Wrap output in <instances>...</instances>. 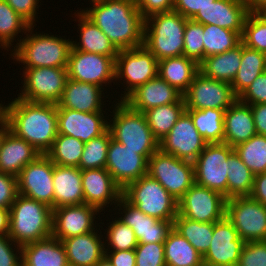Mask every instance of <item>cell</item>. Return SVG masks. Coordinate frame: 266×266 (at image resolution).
I'll return each instance as SVG.
<instances>
[{"instance_id":"13","label":"cell","mask_w":266,"mask_h":266,"mask_svg":"<svg viewBox=\"0 0 266 266\" xmlns=\"http://www.w3.org/2000/svg\"><path fill=\"white\" fill-rule=\"evenodd\" d=\"M115 59L102 54L88 53L71 47L68 63V78L92 83L102 87L115 83Z\"/></svg>"},{"instance_id":"32","label":"cell","mask_w":266,"mask_h":266,"mask_svg":"<svg viewBox=\"0 0 266 266\" xmlns=\"http://www.w3.org/2000/svg\"><path fill=\"white\" fill-rule=\"evenodd\" d=\"M25 266H69L64 245L54 237L22 246Z\"/></svg>"},{"instance_id":"41","label":"cell","mask_w":266,"mask_h":266,"mask_svg":"<svg viewBox=\"0 0 266 266\" xmlns=\"http://www.w3.org/2000/svg\"><path fill=\"white\" fill-rule=\"evenodd\" d=\"M228 163V199L249 196L252 191L254 174L242 162L235 150L229 155Z\"/></svg>"},{"instance_id":"60","label":"cell","mask_w":266,"mask_h":266,"mask_svg":"<svg viewBox=\"0 0 266 266\" xmlns=\"http://www.w3.org/2000/svg\"><path fill=\"white\" fill-rule=\"evenodd\" d=\"M10 223V210L0 207V235H8Z\"/></svg>"},{"instance_id":"51","label":"cell","mask_w":266,"mask_h":266,"mask_svg":"<svg viewBox=\"0 0 266 266\" xmlns=\"http://www.w3.org/2000/svg\"><path fill=\"white\" fill-rule=\"evenodd\" d=\"M22 263V246L8 235H0V266H19Z\"/></svg>"},{"instance_id":"9","label":"cell","mask_w":266,"mask_h":266,"mask_svg":"<svg viewBox=\"0 0 266 266\" xmlns=\"http://www.w3.org/2000/svg\"><path fill=\"white\" fill-rule=\"evenodd\" d=\"M20 99L57 104L68 79L67 67L23 68Z\"/></svg>"},{"instance_id":"45","label":"cell","mask_w":266,"mask_h":266,"mask_svg":"<svg viewBox=\"0 0 266 266\" xmlns=\"http://www.w3.org/2000/svg\"><path fill=\"white\" fill-rule=\"evenodd\" d=\"M106 223V229L103 234L105 250H132L138 245L135 233L131 227L122 222L117 215L112 221ZM106 234V235H105ZM107 243V244H106Z\"/></svg>"},{"instance_id":"19","label":"cell","mask_w":266,"mask_h":266,"mask_svg":"<svg viewBox=\"0 0 266 266\" xmlns=\"http://www.w3.org/2000/svg\"><path fill=\"white\" fill-rule=\"evenodd\" d=\"M113 211L116 213L111 214L110 217L114 218L113 215L120 214L117 217L132 228L138 243H164L173 229L174 221H163L148 216L123 197L120 198Z\"/></svg>"},{"instance_id":"15","label":"cell","mask_w":266,"mask_h":266,"mask_svg":"<svg viewBox=\"0 0 266 266\" xmlns=\"http://www.w3.org/2000/svg\"><path fill=\"white\" fill-rule=\"evenodd\" d=\"M53 173L54 163L45 154H41L18 174V194L54 209Z\"/></svg>"},{"instance_id":"44","label":"cell","mask_w":266,"mask_h":266,"mask_svg":"<svg viewBox=\"0 0 266 266\" xmlns=\"http://www.w3.org/2000/svg\"><path fill=\"white\" fill-rule=\"evenodd\" d=\"M242 162L254 175L266 172V136L256 134L234 147Z\"/></svg>"},{"instance_id":"10","label":"cell","mask_w":266,"mask_h":266,"mask_svg":"<svg viewBox=\"0 0 266 266\" xmlns=\"http://www.w3.org/2000/svg\"><path fill=\"white\" fill-rule=\"evenodd\" d=\"M147 174L177 201L195 183L193 162L163 153L160 149L149 158Z\"/></svg>"},{"instance_id":"54","label":"cell","mask_w":266,"mask_h":266,"mask_svg":"<svg viewBox=\"0 0 266 266\" xmlns=\"http://www.w3.org/2000/svg\"><path fill=\"white\" fill-rule=\"evenodd\" d=\"M17 196V177L0 172V207L9 209Z\"/></svg>"},{"instance_id":"2","label":"cell","mask_w":266,"mask_h":266,"mask_svg":"<svg viewBox=\"0 0 266 266\" xmlns=\"http://www.w3.org/2000/svg\"><path fill=\"white\" fill-rule=\"evenodd\" d=\"M3 103L10 131L41 154H46L58 135L57 104L30 102L18 97Z\"/></svg>"},{"instance_id":"56","label":"cell","mask_w":266,"mask_h":266,"mask_svg":"<svg viewBox=\"0 0 266 266\" xmlns=\"http://www.w3.org/2000/svg\"><path fill=\"white\" fill-rule=\"evenodd\" d=\"M216 0H174V11L187 19H192L199 10L210 5Z\"/></svg>"},{"instance_id":"31","label":"cell","mask_w":266,"mask_h":266,"mask_svg":"<svg viewBox=\"0 0 266 266\" xmlns=\"http://www.w3.org/2000/svg\"><path fill=\"white\" fill-rule=\"evenodd\" d=\"M54 209L84 204L81 170L54 164Z\"/></svg>"},{"instance_id":"27","label":"cell","mask_w":266,"mask_h":266,"mask_svg":"<svg viewBox=\"0 0 266 266\" xmlns=\"http://www.w3.org/2000/svg\"><path fill=\"white\" fill-rule=\"evenodd\" d=\"M104 89L92 83L67 79L62 97L57 107L81 112L106 111ZM104 98V99H103ZM106 108L103 110V108Z\"/></svg>"},{"instance_id":"63","label":"cell","mask_w":266,"mask_h":266,"mask_svg":"<svg viewBox=\"0 0 266 266\" xmlns=\"http://www.w3.org/2000/svg\"><path fill=\"white\" fill-rule=\"evenodd\" d=\"M95 266H113V265L110 263V261L106 257H104Z\"/></svg>"},{"instance_id":"58","label":"cell","mask_w":266,"mask_h":266,"mask_svg":"<svg viewBox=\"0 0 266 266\" xmlns=\"http://www.w3.org/2000/svg\"><path fill=\"white\" fill-rule=\"evenodd\" d=\"M256 133L266 136V103L250 105Z\"/></svg>"},{"instance_id":"8","label":"cell","mask_w":266,"mask_h":266,"mask_svg":"<svg viewBox=\"0 0 266 266\" xmlns=\"http://www.w3.org/2000/svg\"><path fill=\"white\" fill-rule=\"evenodd\" d=\"M158 63L155 56L144 46L119 50L115 59L114 84L120 87L118 83H121L125 88L121 97L119 94L116 100L123 101L137 87L157 77Z\"/></svg>"},{"instance_id":"39","label":"cell","mask_w":266,"mask_h":266,"mask_svg":"<svg viewBox=\"0 0 266 266\" xmlns=\"http://www.w3.org/2000/svg\"><path fill=\"white\" fill-rule=\"evenodd\" d=\"M194 126L207 143H223L224 110L222 109H186Z\"/></svg>"},{"instance_id":"33","label":"cell","mask_w":266,"mask_h":266,"mask_svg":"<svg viewBox=\"0 0 266 266\" xmlns=\"http://www.w3.org/2000/svg\"><path fill=\"white\" fill-rule=\"evenodd\" d=\"M198 73L199 64L184 55L164 58L158 63V76L182 95Z\"/></svg>"},{"instance_id":"66","label":"cell","mask_w":266,"mask_h":266,"mask_svg":"<svg viewBox=\"0 0 266 266\" xmlns=\"http://www.w3.org/2000/svg\"><path fill=\"white\" fill-rule=\"evenodd\" d=\"M265 72H266V53H265Z\"/></svg>"},{"instance_id":"21","label":"cell","mask_w":266,"mask_h":266,"mask_svg":"<svg viewBox=\"0 0 266 266\" xmlns=\"http://www.w3.org/2000/svg\"><path fill=\"white\" fill-rule=\"evenodd\" d=\"M107 114V111L81 112L57 107L58 134L71 136L87 143L108 130L107 120L110 117Z\"/></svg>"},{"instance_id":"57","label":"cell","mask_w":266,"mask_h":266,"mask_svg":"<svg viewBox=\"0 0 266 266\" xmlns=\"http://www.w3.org/2000/svg\"><path fill=\"white\" fill-rule=\"evenodd\" d=\"M105 257L113 266H136L135 250H105Z\"/></svg>"},{"instance_id":"50","label":"cell","mask_w":266,"mask_h":266,"mask_svg":"<svg viewBox=\"0 0 266 266\" xmlns=\"http://www.w3.org/2000/svg\"><path fill=\"white\" fill-rule=\"evenodd\" d=\"M236 266H266V240L246 242Z\"/></svg>"},{"instance_id":"26","label":"cell","mask_w":266,"mask_h":266,"mask_svg":"<svg viewBox=\"0 0 266 266\" xmlns=\"http://www.w3.org/2000/svg\"><path fill=\"white\" fill-rule=\"evenodd\" d=\"M100 228L103 230V227L99 225V228L97 227L90 233L61 241L65 248L69 266H95L105 257L104 237Z\"/></svg>"},{"instance_id":"24","label":"cell","mask_w":266,"mask_h":266,"mask_svg":"<svg viewBox=\"0 0 266 266\" xmlns=\"http://www.w3.org/2000/svg\"><path fill=\"white\" fill-rule=\"evenodd\" d=\"M248 9L243 0H216L199 10L192 20L203 25L213 24L243 34Z\"/></svg>"},{"instance_id":"59","label":"cell","mask_w":266,"mask_h":266,"mask_svg":"<svg viewBox=\"0 0 266 266\" xmlns=\"http://www.w3.org/2000/svg\"><path fill=\"white\" fill-rule=\"evenodd\" d=\"M249 196L266 207V172L254 175L253 187Z\"/></svg>"},{"instance_id":"65","label":"cell","mask_w":266,"mask_h":266,"mask_svg":"<svg viewBox=\"0 0 266 266\" xmlns=\"http://www.w3.org/2000/svg\"><path fill=\"white\" fill-rule=\"evenodd\" d=\"M3 102L0 103V118L3 116Z\"/></svg>"},{"instance_id":"48","label":"cell","mask_w":266,"mask_h":266,"mask_svg":"<svg viewBox=\"0 0 266 266\" xmlns=\"http://www.w3.org/2000/svg\"><path fill=\"white\" fill-rule=\"evenodd\" d=\"M203 33V24L187 19L184 32L183 55L196 61L198 64L204 59Z\"/></svg>"},{"instance_id":"14","label":"cell","mask_w":266,"mask_h":266,"mask_svg":"<svg viewBox=\"0 0 266 266\" xmlns=\"http://www.w3.org/2000/svg\"><path fill=\"white\" fill-rule=\"evenodd\" d=\"M225 213V197L196 183L178 201V214L193 221L214 223L222 220Z\"/></svg>"},{"instance_id":"36","label":"cell","mask_w":266,"mask_h":266,"mask_svg":"<svg viewBox=\"0 0 266 266\" xmlns=\"http://www.w3.org/2000/svg\"><path fill=\"white\" fill-rule=\"evenodd\" d=\"M30 26L31 25L19 14H17L5 0H0V49L2 48L1 50H10L11 52L19 44L22 39V36H24L23 34L28 31ZM19 34H21L22 36H19ZM14 41L16 42L15 45Z\"/></svg>"},{"instance_id":"38","label":"cell","mask_w":266,"mask_h":266,"mask_svg":"<svg viewBox=\"0 0 266 266\" xmlns=\"http://www.w3.org/2000/svg\"><path fill=\"white\" fill-rule=\"evenodd\" d=\"M186 110L183 97L176 103L160 105L144 112L154 137L160 142Z\"/></svg>"},{"instance_id":"22","label":"cell","mask_w":266,"mask_h":266,"mask_svg":"<svg viewBox=\"0 0 266 266\" xmlns=\"http://www.w3.org/2000/svg\"><path fill=\"white\" fill-rule=\"evenodd\" d=\"M147 167L148 160L143 155L111 138L105 168L122 189L146 175Z\"/></svg>"},{"instance_id":"49","label":"cell","mask_w":266,"mask_h":266,"mask_svg":"<svg viewBox=\"0 0 266 266\" xmlns=\"http://www.w3.org/2000/svg\"><path fill=\"white\" fill-rule=\"evenodd\" d=\"M134 250L136 266H166L164 243H138Z\"/></svg>"},{"instance_id":"43","label":"cell","mask_w":266,"mask_h":266,"mask_svg":"<svg viewBox=\"0 0 266 266\" xmlns=\"http://www.w3.org/2000/svg\"><path fill=\"white\" fill-rule=\"evenodd\" d=\"M242 42L238 32L213 24L204 25V58L234 49Z\"/></svg>"},{"instance_id":"12","label":"cell","mask_w":266,"mask_h":266,"mask_svg":"<svg viewBox=\"0 0 266 266\" xmlns=\"http://www.w3.org/2000/svg\"><path fill=\"white\" fill-rule=\"evenodd\" d=\"M225 217L245 242L266 240V207L252 197L226 200Z\"/></svg>"},{"instance_id":"47","label":"cell","mask_w":266,"mask_h":266,"mask_svg":"<svg viewBox=\"0 0 266 266\" xmlns=\"http://www.w3.org/2000/svg\"><path fill=\"white\" fill-rule=\"evenodd\" d=\"M241 40L246 47L266 53V19L259 13L249 12Z\"/></svg>"},{"instance_id":"46","label":"cell","mask_w":266,"mask_h":266,"mask_svg":"<svg viewBox=\"0 0 266 266\" xmlns=\"http://www.w3.org/2000/svg\"><path fill=\"white\" fill-rule=\"evenodd\" d=\"M111 138V133L107 130L101 136L85 143L78 168L81 171L85 169L105 168Z\"/></svg>"},{"instance_id":"23","label":"cell","mask_w":266,"mask_h":266,"mask_svg":"<svg viewBox=\"0 0 266 266\" xmlns=\"http://www.w3.org/2000/svg\"><path fill=\"white\" fill-rule=\"evenodd\" d=\"M84 203L105 213L107 207L114 209L122 197V188L114 181L106 168L81 171ZM110 205V206H109Z\"/></svg>"},{"instance_id":"5","label":"cell","mask_w":266,"mask_h":266,"mask_svg":"<svg viewBox=\"0 0 266 266\" xmlns=\"http://www.w3.org/2000/svg\"><path fill=\"white\" fill-rule=\"evenodd\" d=\"M8 236L18 245L52 236V208L42 202L18 194L9 208Z\"/></svg>"},{"instance_id":"40","label":"cell","mask_w":266,"mask_h":266,"mask_svg":"<svg viewBox=\"0 0 266 266\" xmlns=\"http://www.w3.org/2000/svg\"><path fill=\"white\" fill-rule=\"evenodd\" d=\"M173 228L185 237L202 256L209 249L214 223L197 222L177 214L173 222Z\"/></svg>"},{"instance_id":"34","label":"cell","mask_w":266,"mask_h":266,"mask_svg":"<svg viewBox=\"0 0 266 266\" xmlns=\"http://www.w3.org/2000/svg\"><path fill=\"white\" fill-rule=\"evenodd\" d=\"M242 58V42L234 49L208 56L199 63V72L210 79L231 84Z\"/></svg>"},{"instance_id":"4","label":"cell","mask_w":266,"mask_h":266,"mask_svg":"<svg viewBox=\"0 0 266 266\" xmlns=\"http://www.w3.org/2000/svg\"><path fill=\"white\" fill-rule=\"evenodd\" d=\"M115 101L111 105L113 110L111 107L108 110L112 113L108 115L112 116L108 119L112 139L149 160L159 150V141L151 132L144 113L131 109L124 101Z\"/></svg>"},{"instance_id":"61","label":"cell","mask_w":266,"mask_h":266,"mask_svg":"<svg viewBox=\"0 0 266 266\" xmlns=\"http://www.w3.org/2000/svg\"><path fill=\"white\" fill-rule=\"evenodd\" d=\"M246 4L248 12L259 13L264 7H266V0H243Z\"/></svg>"},{"instance_id":"11","label":"cell","mask_w":266,"mask_h":266,"mask_svg":"<svg viewBox=\"0 0 266 266\" xmlns=\"http://www.w3.org/2000/svg\"><path fill=\"white\" fill-rule=\"evenodd\" d=\"M234 148L226 143H208L194 163L195 183L221 193L228 200V163Z\"/></svg>"},{"instance_id":"35","label":"cell","mask_w":266,"mask_h":266,"mask_svg":"<svg viewBox=\"0 0 266 266\" xmlns=\"http://www.w3.org/2000/svg\"><path fill=\"white\" fill-rule=\"evenodd\" d=\"M166 266H202V255L174 228L164 242Z\"/></svg>"},{"instance_id":"55","label":"cell","mask_w":266,"mask_h":266,"mask_svg":"<svg viewBox=\"0 0 266 266\" xmlns=\"http://www.w3.org/2000/svg\"><path fill=\"white\" fill-rule=\"evenodd\" d=\"M135 3L144 18L174 9V0H135Z\"/></svg>"},{"instance_id":"7","label":"cell","mask_w":266,"mask_h":266,"mask_svg":"<svg viewBox=\"0 0 266 266\" xmlns=\"http://www.w3.org/2000/svg\"><path fill=\"white\" fill-rule=\"evenodd\" d=\"M122 197L144 214L163 221H174L178 214V201L148 174L127 184Z\"/></svg>"},{"instance_id":"1","label":"cell","mask_w":266,"mask_h":266,"mask_svg":"<svg viewBox=\"0 0 266 266\" xmlns=\"http://www.w3.org/2000/svg\"><path fill=\"white\" fill-rule=\"evenodd\" d=\"M92 7L80 10L119 50L143 46L145 18L135 0H89Z\"/></svg>"},{"instance_id":"16","label":"cell","mask_w":266,"mask_h":266,"mask_svg":"<svg viewBox=\"0 0 266 266\" xmlns=\"http://www.w3.org/2000/svg\"><path fill=\"white\" fill-rule=\"evenodd\" d=\"M100 214L104 213L86 203L52 209V237L62 241L77 235L90 233L99 227V224L105 226ZM97 215L99 218L96 217ZM99 219H101V222L97 223Z\"/></svg>"},{"instance_id":"28","label":"cell","mask_w":266,"mask_h":266,"mask_svg":"<svg viewBox=\"0 0 266 266\" xmlns=\"http://www.w3.org/2000/svg\"><path fill=\"white\" fill-rule=\"evenodd\" d=\"M256 134L250 105L237 99L224 112L223 143L234 148Z\"/></svg>"},{"instance_id":"25","label":"cell","mask_w":266,"mask_h":266,"mask_svg":"<svg viewBox=\"0 0 266 266\" xmlns=\"http://www.w3.org/2000/svg\"><path fill=\"white\" fill-rule=\"evenodd\" d=\"M183 95L159 76L137 87L123 101L133 110L145 111L178 102Z\"/></svg>"},{"instance_id":"29","label":"cell","mask_w":266,"mask_h":266,"mask_svg":"<svg viewBox=\"0 0 266 266\" xmlns=\"http://www.w3.org/2000/svg\"><path fill=\"white\" fill-rule=\"evenodd\" d=\"M73 15L74 21L78 22L77 35L79 42L72 39V48L88 53L102 54L109 57H117L118 50L110 42L109 38L90 20L80 9ZM79 31V32H78Z\"/></svg>"},{"instance_id":"53","label":"cell","mask_w":266,"mask_h":266,"mask_svg":"<svg viewBox=\"0 0 266 266\" xmlns=\"http://www.w3.org/2000/svg\"><path fill=\"white\" fill-rule=\"evenodd\" d=\"M13 10L25 19L31 26H37L39 7L41 0H5ZM40 2V4H39ZM39 4V5H38ZM37 19V20H36Z\"/></svg>"},{"instance_id":"42","label":"cell","mask_w":266,"mask_h":266,"mask_svg":"<svg viewBox=\"0 0 266 266\" xmlns=\"http://www.w3.org/2000/svg\"><path fill=\"white\" fill-rule=\"evenodd\" d=\"M85 143L71 136L58 134L45 154L55 165L78 167Z\"/></svg>"},{"instance_id":"3","label":"cell","mask_w":266,"mask_h":266,"mask_svg":"<svg viewBox=\"0 0 266 266\" xmlns=\"http://www.w3.org/2000/svg\"><path fill=\"white\" fill-rule=\"evenodd\" d=\"M30 26L19 44L9 52L11 59L23 68L67 67L72 39L37 31ZM34 30V31H33Z\"/></svg>"},{"instance_id":"62","label":"cell","mask_w":266,"mask_h":266,"mask_svg":"<svg viewBox=\"0 0 266 266\" xmlns=\"http://www.w3.org/2000/svg\"><path fill=\"white\" fill-rule=\"evenodd\" d=\"M10 131L9 122L4 116L0 118V148L6 134Z\"/></svg>"},{"instance_id":"18","label":"cell","mask_w":266,"mask_h":266,"mask_svg":"<svg viewBox=\"0 0 266 266\" xmlns=\"http://www.w3.org/2000/svg\"><path fill=\"white\" fill-rule=\"evenodd\" d=\"M207 144L194 126L191 116L184 111L170 132L159 142V149L179 159L194 162Z\"/></svg>"},{"instance_id":"20","label":"cell","mask_w":266,"mask_h":266,"mask_svg":"<svg viewBox=\"0 0 266 266\" xmlns=\"http://www.w3.org/2000/svg\"><path fill=\"white\" fill-rule=\"evenodd\" d=\"M245 243L226 217L214 222V231L209 249L202 256L203 265L236 266Z\"/></svg>"},{"instance_id":"17","label":"cell","mask_w":266,"mask_h":266,"mask_svg":"<svg viewBox=\"0 0 266 266\" xmlns=\"http://www.w3.org/2000/svg\"><path fill=\"white\" fill-rule=\"evenodd\" d=\"M186 109L229 108L238 97L231 84L203 76L200 72L183 94Z\"/></svg>"},{"instance_id":"64","label":"cell","mask_w":266,"mask_h":266,"mask_svg":"<svg viewBox=\"0 0 266 266\" xmlns=\"http://www.w3.org/2000/svg\"><path fill=\"white\" fill-rule=\"evenodd\" d=\"M259 14H260L261 16H263V17L266 19V7H264V8L259 12Z\"/></svg>"},{"instance_id":"52","label":"cell","mask_w":266,"mask_h":266,"mask_svg":"<svg viewBox=\"0 0 266 266\" xmlns=\"http://www.w3.org/2000/svg\"><path fill=\"white\" fill-rule=\"evenodd\" d=\"M238 100L248 105L266 103V72L257 76Z\"/></svg>"},{"instance_id":"6","label":"cell","mask_w":266,"mask_h":266,"mask_svg":"<svg viewBox=\"0 0 266 266\" xmlns=\"http://www.w3.org/2000/svg\"><path fill=\"white\" fill-rule=\"evenodd\" d=\"M187 18L172 10L145 18L143 46L159 61L183 55Z\"/></svg>"},{"instance_id":"30","label":"cell","mask_w":266,"mask_h":266,"mask_svg":"<svg viewBox=\"0 0 266 266\" xmlns=\"http://www.w3.org/2000/svg\"><path fill=\"white\" fill-rule=\"evenodd\" d=\"M40 155L31 144L9 131L0 148V172L17 177L28 163Z\"/></svg>"},{"instance_id":"37","label":"cell","mask_w":266,"mask_h":266,"mask_svg":"<svg viewBox=\"0 0 266 266\" xmlns=\"http://www.w3.org/2000/svg\"><path fill=\"white\" fill-rule=\"evenodd\" d=\"M263 72H265V53L250 49L242 43L240 67L231 83L234 94L239 97Z\"/></svg>"}]
</instances>
